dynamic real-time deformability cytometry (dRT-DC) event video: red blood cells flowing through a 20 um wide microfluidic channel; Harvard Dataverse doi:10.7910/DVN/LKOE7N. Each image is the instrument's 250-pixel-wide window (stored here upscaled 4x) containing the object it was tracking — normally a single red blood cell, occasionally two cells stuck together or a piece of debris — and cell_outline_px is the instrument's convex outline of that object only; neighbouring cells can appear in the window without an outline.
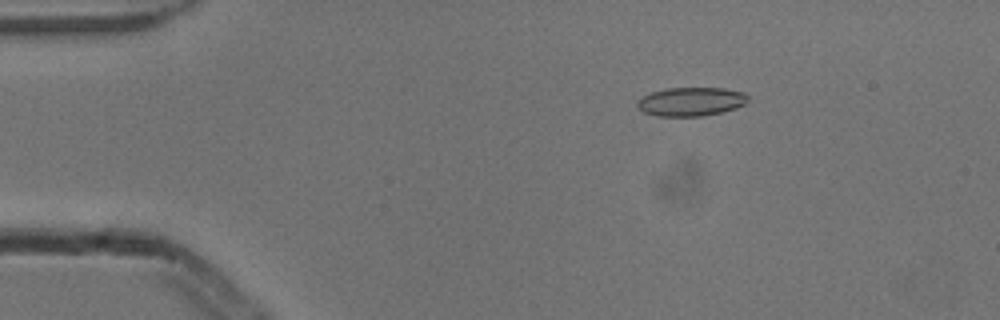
{"species": "common noctule bat (a hibernating species)", "species_latin": "Nyctalus noctula", "temperature_condition": "cold", "stored_images_in_passage": 53, "camera_frame_rate_fps": 3000, "um_per_image_px": 0.085, "animal": {"sex": "male", "body_mass_g": 13.3}, "frame": {"image": 1, "passage_image": 9, "time_ms": 2.667, "image_size_px": [1000, 320], "cell_outline_px": [[748, 100], [744, 104], [736, 108], [720, 112], [700, 116], [660, 116], [644, 112], [636, 104], [636, 100], [652, 92], [668, 88], [724, 88], [744, 92], [748, 96]], "centroid_in_image_um": [58.75, 8.63], "position_along_channel_um": 26.3, "area_um2": 18.38}}
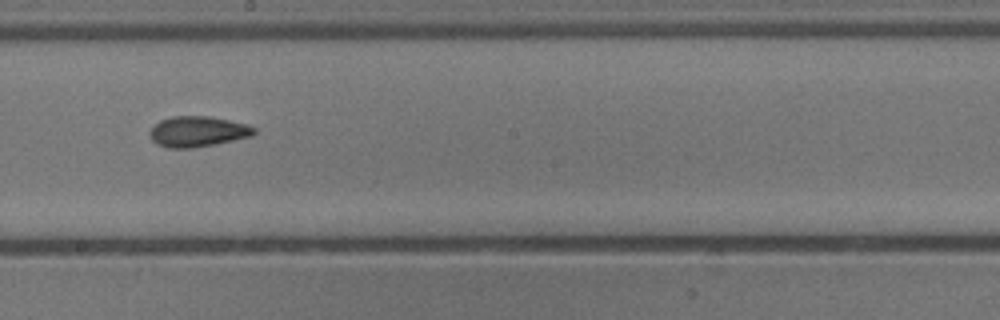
{"frame": {"image": 2, "passage_image": 30, "time_ms": 9.667, "image_size_px": [1000, 320], "cell_outline_px": [[256, 132], [252, 136], [192, 148], [168, 148], [156, 144], [152, 140], [152, 128], [160, 120], [172, 116], [208, 116], [248, 124], [256, 128]], "centroid_in_image_um": [16.83, 11.17], "position_along_channel_um": 231.4, "area_um2": 18.32}}
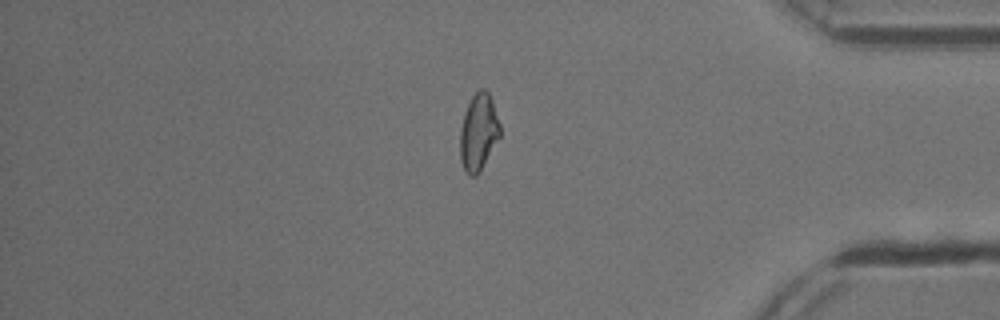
{"frame": {"image": 3, "passage_image": 45, "time_ms": 14.667, "image_size_px": [1000, 320], "cell_outline_px": [[500, 136], [480, 172], [476, 176], [468, 176], [460, 160], [460, 128], [464, 112], [472, 96], [480, 88], [484, 88], [488, 92], [492, 100], [500, 124]], "centroid_in_image_um": [40.67, 11.24], "position_along_channel_um": 394.5, "area_um2": 17.98}, "authors_computed_cell_mechanics": {"area_um2": 18.0336, "velocity_mm_per_s": 3.8533, "shape_relaxation_time_tau1_ms": null, "shape_relaxation_time_tau2_ms": 3.0155, "deformation_change_tau1": null, "deformation_change_tau2": 0.0948}}